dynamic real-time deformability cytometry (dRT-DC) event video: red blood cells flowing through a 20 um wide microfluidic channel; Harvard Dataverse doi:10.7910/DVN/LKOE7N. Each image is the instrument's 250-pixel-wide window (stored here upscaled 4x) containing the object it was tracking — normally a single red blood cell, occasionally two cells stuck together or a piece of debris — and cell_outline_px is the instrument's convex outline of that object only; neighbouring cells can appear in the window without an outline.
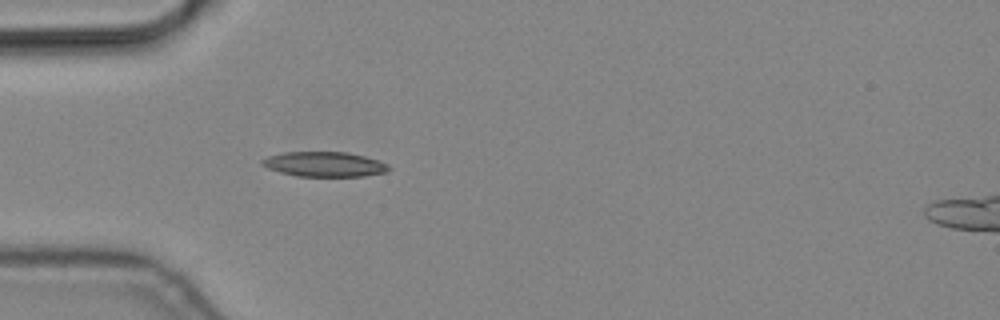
{"species": "common noctule bat (a hibernating species)", "species_latin": "Nyctalus noctula", "temperature_condition": "cold", "stored_images_in_passage": 1, "camera_frame_rate_fps": 3000, "um_per_image_px": 0.085, "animal": {"sex": "male", "body_mass_g": 19.2, "forearm_length_mm": 51.8}, "frame": {"image": 1, "passage_image": 1, "time_ms": 0.0, "image_size_px": [1000, 320], "cell_outline_px": [[392, 168], [388, 172], [364, 176], [296, 176], [280, 172], [268, 168], [260, 164], [260, 160], [268, 156], [284, 152], [348, 152], [364, 156], [388, 164]], "centroid_in_image_um": [27.58, 13.96], "position_along_channel_um": 57.4, "area_um2": 18.44}}